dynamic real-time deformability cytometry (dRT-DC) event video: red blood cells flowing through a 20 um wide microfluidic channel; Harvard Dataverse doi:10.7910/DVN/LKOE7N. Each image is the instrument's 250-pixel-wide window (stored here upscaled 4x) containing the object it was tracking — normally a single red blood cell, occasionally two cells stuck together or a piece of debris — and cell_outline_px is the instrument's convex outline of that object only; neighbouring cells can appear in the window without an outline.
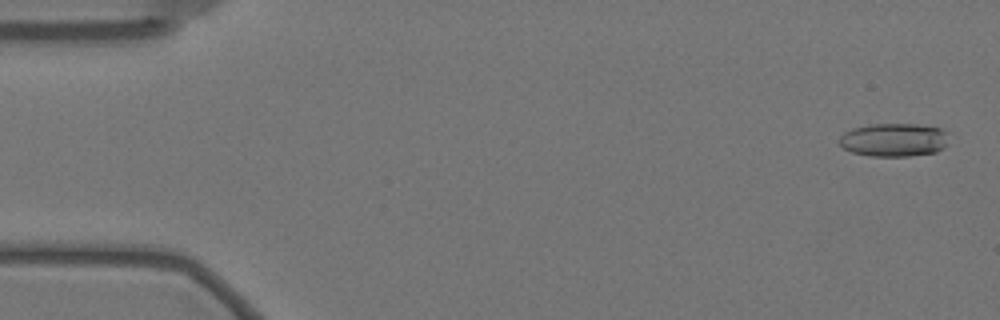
{"species": "Egyptian fruit bat (a non-hibernating species)", "species_latin": "Rousettus aegyptiacus", "temperature_condition": "warm", "stored_images_in_passage": 9, "camera_frame_rate_fps": 3000, "um_per_image_px": 0.085, "animal": {"sex": "female"}, "frame": {"image": 1, "passage_image": 2, "time_ms": 0.333, "image_size_px": [1000, 320], "cell_outline_px": [[948, 144], [944, 148], [936, 152], [908, 156], [872, 156], [852, 152], [844, 148], [840, 144], [840, 136], [844, 132], [852, 128], [868, 124], [916, 124], [940, 128], [948, 132]], "centroid_in_image_um": [76.01, 11.88], "position_along_channel_um": 9.0, "area_um2": 21.44}}